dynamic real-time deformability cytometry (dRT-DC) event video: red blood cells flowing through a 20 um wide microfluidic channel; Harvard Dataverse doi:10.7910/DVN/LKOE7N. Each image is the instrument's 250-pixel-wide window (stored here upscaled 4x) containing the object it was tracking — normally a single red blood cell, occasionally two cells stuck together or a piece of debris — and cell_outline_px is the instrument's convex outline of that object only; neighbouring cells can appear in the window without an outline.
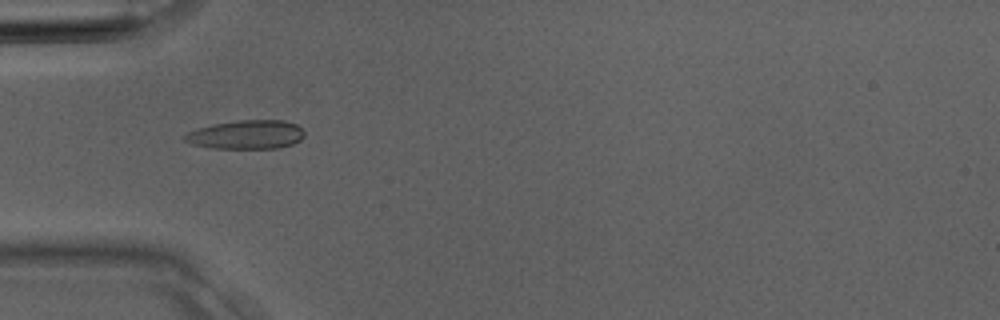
{"species": "Egyptian fruit bat (a non-hibernating species)", "species_latin": "Rousettus aegyptiacus", "temperature_condition": "room temperature", "stored_images_in_passage": 3, "camera_frame_rate_fps": 3000, "um_per_image_px": 0.085, "animal": {"sex": "male"}, "frame": {"image": 1, "passage_image": 3, "time_ms": 0.667, "image_size_px": [1000, 320], "cell_outline_px": [[304, 136], [300, 140], [292, 144], [276, 148], [212, 148], [192, 144], [184, 140], [184, 136], [188, 132], [196, 128], [212, 124], [236, 120], [284, 120], [296, 124], [304, 132]], "centroid_in_image_um": [20.92, 11.43], "position_along_channel_um": 64.1, "area_um2": 20.11}}